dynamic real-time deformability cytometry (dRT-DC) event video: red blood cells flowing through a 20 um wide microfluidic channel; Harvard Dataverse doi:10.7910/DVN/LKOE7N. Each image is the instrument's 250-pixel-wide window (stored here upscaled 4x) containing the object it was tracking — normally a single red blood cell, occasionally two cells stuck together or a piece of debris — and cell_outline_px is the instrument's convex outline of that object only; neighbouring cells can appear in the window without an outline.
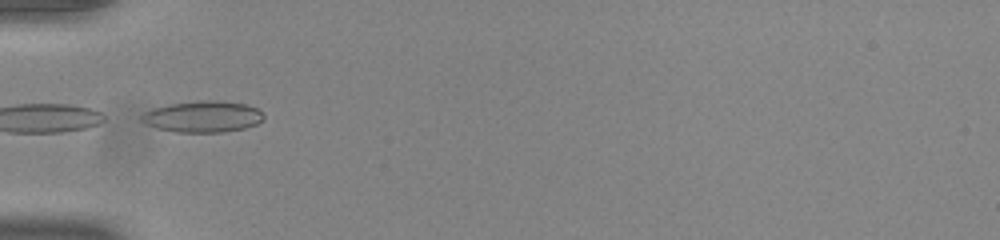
{"species": "common noctule bat (a hibernating species)", "species_latin": "Nyctalus noctula", "temperature_condition": "room temperature", "stored_images_in_passage": 31, "camera_frame_rate_fps": 3000, "um_per_image_px": 0.085, "animal": {"sex": "male", "body_mass_g": 20.0, "forearm_length_mm": 53.3}, "frame": {"image": 1, "passage_image": 1, "time_ms": 0.0, "image_size_px": [1000, 240], "cell_outline_px": [[264, 120], [256, 124], [244, 128], [224, 132], [176, 132], [156, 128], [140, 120], [140, 116], [144, 112], [152, 108], [168, 104], [208, 100], [216, 100], [244, 104], [256, 108], [264, 112]], "centroid_in_image_um": [17.24, 9.91], "position_along_channel_um": 67.8, "area_um2": 22.31}, "authors_computed_cell_mechanics": {"area_um2": 19.2474, "velocity_mm_per_s": 3.8822, "shape_relaxation_time_tau1_ms": null, "shape_relaxation_time_tau2_ms": 1.9969, "deformation_change_tau1": null, "deformation_change_tau2": 0.0789}}